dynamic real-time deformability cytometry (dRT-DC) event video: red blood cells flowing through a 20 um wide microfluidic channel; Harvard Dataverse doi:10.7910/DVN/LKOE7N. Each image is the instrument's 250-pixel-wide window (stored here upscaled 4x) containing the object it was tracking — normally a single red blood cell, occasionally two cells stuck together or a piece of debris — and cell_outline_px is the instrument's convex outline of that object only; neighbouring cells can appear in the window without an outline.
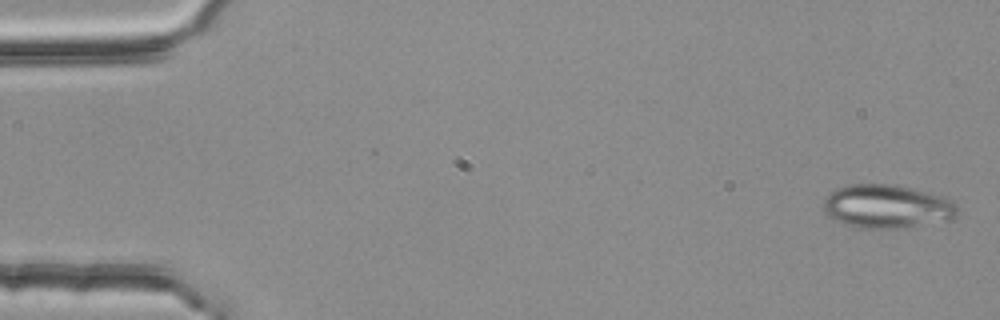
{"species": "common noctule bat (a hibernating species)", "species_latin": "Nyctalus noctula", "temperature_condition": "room temperature", "stored_images_in_passage": 4, "camera_frame_rate_fps": 3000, "um_per_image_px": 0.085, "animal": {"sex": "female", "body_mass_g": 25.1}, "frame": {"image": 1, "passage_image": 1, "time_ms": 0.0, "image_size_px": [1000, 320], "cell_outline_px": [[960, 212], [952, 220], [908, 228], [864, 228], [844, 224], [828, 216], [824, 212], [824, 200], [836, 188], [848, 184], [892, 184], [940, 196], [952, 200], [960, 208]], "centroid_in_image_um": [75.44, 17.57], "position_along_channel_um": 9.6, "area_um2": 34.16}}